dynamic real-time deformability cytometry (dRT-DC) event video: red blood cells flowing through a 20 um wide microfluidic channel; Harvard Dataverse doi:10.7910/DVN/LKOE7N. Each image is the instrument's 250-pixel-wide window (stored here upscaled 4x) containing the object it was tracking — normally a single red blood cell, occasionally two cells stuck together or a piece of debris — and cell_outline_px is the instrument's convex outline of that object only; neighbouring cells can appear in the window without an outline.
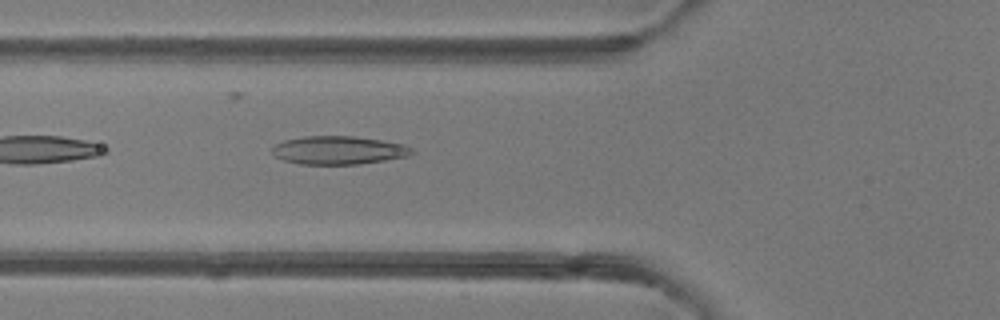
{"species": "common noctule bat (a hibernating species)", "species_latin": "Nyctalus noctula", "temperature_condition": "room temperature", "stored_images_in_passage": 6, "camera_frame_rate_fps": 3000, "um_per_image_px": 0.085, "animal": {"sex": "female"}, "frame": {"image": 1, "passage_image": 6, "time_ms": 5.667, "image_size_px": [1000, 320], "cell_outline_px": [[416, 152], [408, 156], [360, 164], [300, 164], [284, 160], [276, 156], [268, 148], [284, 140], [304, 136], [356, 136], [404, 144], [412, 148]], "centroid_in_image_um": [28.77, 12.76], "position_along_channel_um": 97.0, "area_um2": 23.12}}